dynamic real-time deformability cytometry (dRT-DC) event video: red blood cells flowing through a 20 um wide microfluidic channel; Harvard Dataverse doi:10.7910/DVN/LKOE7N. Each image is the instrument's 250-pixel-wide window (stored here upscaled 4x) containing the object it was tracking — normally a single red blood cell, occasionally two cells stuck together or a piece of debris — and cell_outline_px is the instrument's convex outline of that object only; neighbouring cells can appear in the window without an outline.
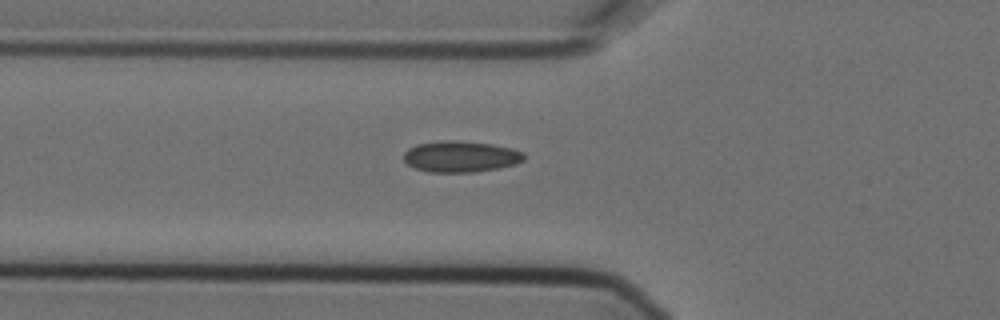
{"species": "Egyptian fruit bat (a non-hibernating species)", "species_latin": "Rousettus aegyptiacus", "temperature_condition": "cold", "stored_images_in_passage": 5, "camera_frame_rate_fps": 3000, "um_per_image_px": 0.085, "animal": {"sex": "female"}, "frame": {"image": 1, "passage_image": 5, "time_ms": 1.333, "image_size_px": [1000, 320], "cell_outline_px": [[524, 160], [516, 164], [500, 168], [476, 172], [428, 172], [416, 168], [408, 164], [404, 160], [404, 152], [408, 148], [416, 144], [440, 140], [456, 140], [492, 144], [512, 148], [524, 152]], "centroid_in_image_um": [39.17, 13.3], "position_along_channel_um": 86.6, "area_um2": 22.08}}